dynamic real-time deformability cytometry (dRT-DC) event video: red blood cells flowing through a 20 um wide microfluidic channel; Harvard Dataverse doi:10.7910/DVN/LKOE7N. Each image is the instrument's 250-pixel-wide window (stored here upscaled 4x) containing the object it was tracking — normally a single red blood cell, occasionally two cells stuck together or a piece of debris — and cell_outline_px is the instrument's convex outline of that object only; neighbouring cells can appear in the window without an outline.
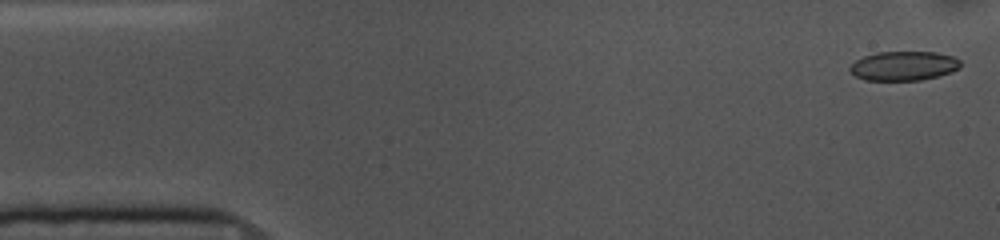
{"species": "common noctule bat (a hibernating species)", "species_latin": "Nyctalus noctula", "temperature_condition": "cold", "stored_images_in_passage": 53, "camera_frame_rate_fps": 3000, "um_per_image_px": 0.085, "animal": {"sex": "female", "body_mass_g": 10.0, "forearm_length_mm": 53.1}, "frame": {"image": 1, "passage_image": 1, "time_ms": 0.0, "image_size_px": [1000, 240], "cell_outline_px": [[960, 68], [952, 72], [920, 80], [864, 80], [856, 76], [848, 68], [856, 60], [864, 56], [876, 52], [936, 52], [952, 56], [960, 60]], "centroid_in_image_um": [76.82, 5.59], "position_along_channel_um": 8.2, "area_um2": 18.79}}
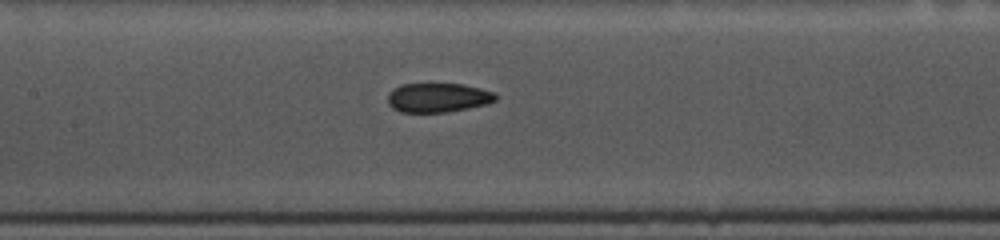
{"frame": {"image": 2, "passage_image": 23, "time_ms": 7.333, "image_size_px": [1000, 240], "cell_outline_px": [[496, 100], [488, 104], [448, 112], [400, 112], [392, 108], [388, 104], [388, 92], [392, 88], [400, 84], [464, 84], [496, 92]], "centroid_in_image_um": [37.21, 8.29], "position_along_channel_um": 170.2, "area_um2": 18.61}}
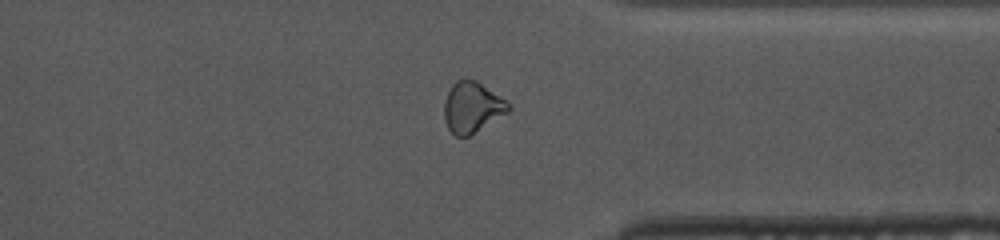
{"frame": {"image": 3, "passage_image": 40, "time_ms": 13.0, "image_size_px": [1000, 240], "cell_outline_px": [[512, 108], [508, 112], [468, 136], [456, 136], [448, 128], [444, 120], [444, 100], [452, 84], [456, 80], [464, 76], [476, 80], [512, 104]], "centroid_in_image_um": [40.12, 9.07], "position_along_channel_um": 371.3, "area_um2": 19.13}, "authors_computed_cell_mechanics": {"area_um2": 19.5364, "velocity_mm_per_s": 3.642, "shape_relaxation_time_tau1_ms": 7.227, "shape_relaxation_time_tau2_ms": 4.9542, "deformation_change_tau1": 0.1274, "deformation_change_tau2": 0.0882}}